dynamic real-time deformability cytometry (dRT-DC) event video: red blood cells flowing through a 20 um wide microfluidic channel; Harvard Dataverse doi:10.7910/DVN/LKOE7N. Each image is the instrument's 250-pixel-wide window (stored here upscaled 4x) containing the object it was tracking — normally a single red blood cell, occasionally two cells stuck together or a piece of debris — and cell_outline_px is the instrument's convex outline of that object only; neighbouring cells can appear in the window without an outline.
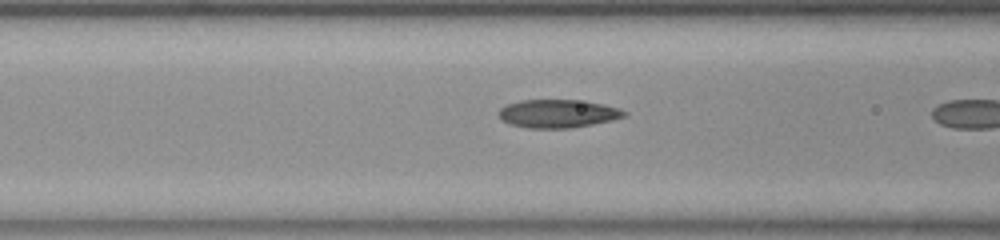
{"species": "common noctule bat (a hibernating species)", "species_latin": "Nyctalus noctula", "temperature_condition": "room temperature", "stored_images_in_passage": 8, "camera_frame_rate_fps": 3000, "um_per_image_px": 0.085, "animal": {"sex": "female", "body_mass_g": 23.0, "forearm_length_mm": 53.4}, "frame": {"image": 1, "passage_image": 7, "time_ms": 2.0, "image_size_px": [1000, 240], "cell_outline_px": [[628, 116], [612, 120], [592, 124], [568, 128], [528, 128], [508, 124], [500, 120], [496, 112], [500, 108], [508, 104], [520, 100], [576, 100], [604, 104], [620, 108], [628, 112]], "centroid_in_image_um": [47.4, 9.66], "position_along_channel_um": 119.2, "area_um2": 20.87}}